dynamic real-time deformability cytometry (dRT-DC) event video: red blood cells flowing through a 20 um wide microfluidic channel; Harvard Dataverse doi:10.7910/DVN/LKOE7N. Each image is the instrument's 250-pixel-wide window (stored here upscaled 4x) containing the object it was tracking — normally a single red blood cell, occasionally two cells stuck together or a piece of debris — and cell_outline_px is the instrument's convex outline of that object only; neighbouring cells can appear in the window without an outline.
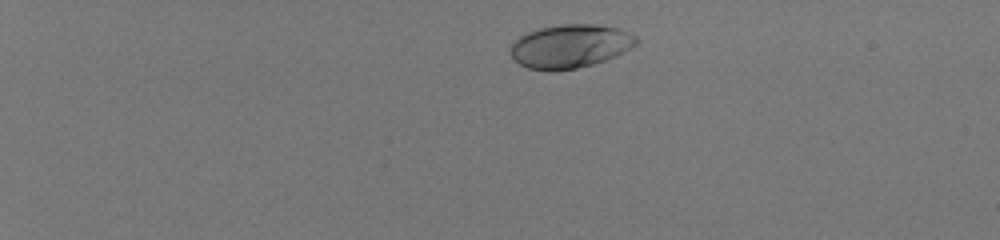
{"species": "human", "species_latin": "Homo sapiens", "temperature_condition": "room temperature", "stored_images_in_passage": 43, "camera_frame_rate_fps": 3000, "um_per_image_px": 0.085, "donor": {"sex": "male"}, "frame": {"image": 1, "passage_image": 2, "time_ms": 0.333, "image_size_px": [1000, 240], "cell_outline_px": [[640, 40], [636, 44], [624, 52], [616, 56], [592, 64], [576, 68], [556, 72], [548, 72], [528, 68], [520, 64], [512, 56], [512, 44], [520, 36], [528, 32], [540, 28], [560, 24], [592, 24], [620, 28], [636, 36]], "centroid_in_image_um": [48.49, 3.93], "position_along_channel_um": 36.5, "area_um2": 31.96}}
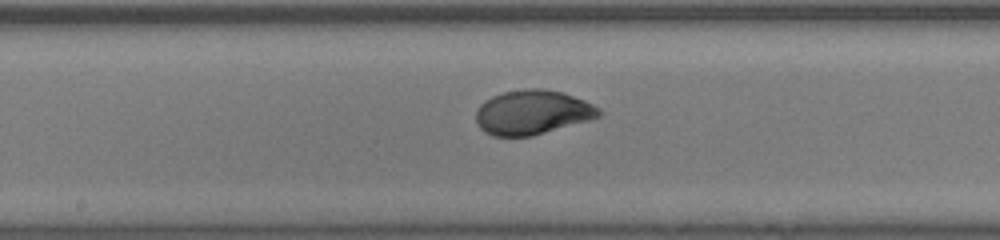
{"frame": {"image": 2, "passage_image": 23, "time_ms": 7.333, "image_size_px": [1000, 240], "cell_outline_px": [[604, 112], [600, 116], [588, 120], [532, 136], [492, 136], [484, 132], [480, 128], [476, 120], [476, 108], [484, 100], [492, 96], [504, 92], [528, 88], [544, 88], [564, 92], [584, 100], [600, 108]], "centroid_in_image_um": [45.25, 9.54], "position_along_channel_um": 203.0, "area_um2": 32.02}}
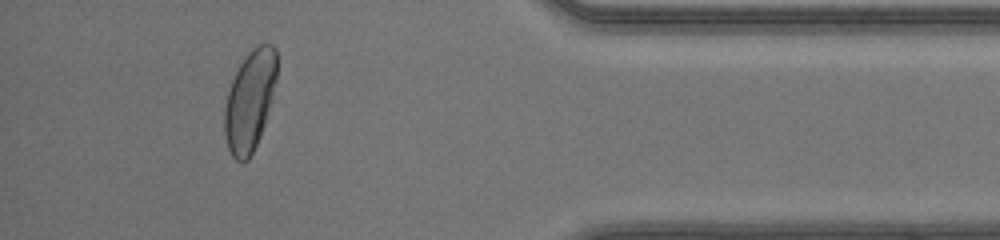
{"frame": {"image": 3, "passage_image": 40, "time_ms": 13.0, "image_size_px": [1000, 240], "cell_outline_px": [[276, 80], [272, 100], [264, 124], [256, 144], [248, 160], [236, 160], [232, 156], [228, 148], [224, 132], [224, 108], [228, 92], [232, 80], [244, 56], [256, 44], [272, 44], [276, 48]], "centroid_in_image_um": [21.23, 8.52], "position_along_channel_um": 414.0, "area_um2": 30.46}, "authors_computed_cell_mechanics": {"area_um2": 31.3854, "velocity_mm_per_s": 4.1306, "shape_relaxation_time_tau1_ms": 2.1566, "shape_relaxation_time_tau2_ms": null, "deformation_change_tau1": 0.153, "deformation_change_tau2": null}}